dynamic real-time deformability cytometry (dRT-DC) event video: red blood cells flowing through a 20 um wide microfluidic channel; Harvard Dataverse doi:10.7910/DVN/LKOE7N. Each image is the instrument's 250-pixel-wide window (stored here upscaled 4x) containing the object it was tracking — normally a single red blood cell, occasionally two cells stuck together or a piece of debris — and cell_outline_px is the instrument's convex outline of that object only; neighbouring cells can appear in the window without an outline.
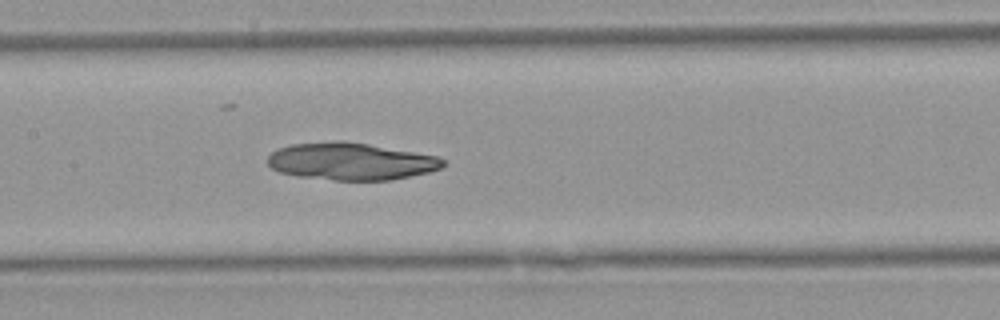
{"species": "Egyptian fruit bat (a non-hibernating species)", "species_latin": "Rousettus aegyptiacus", "temperature_condition": "warm", "stored_images_in_passage": 36, "camera_frame_rate_fps": 3000, "um_per_image_px": 0.085, "animal": {"sex": "female"}, "frame": {"image": 1, "passage_image": 9, "time_ms": 2.667, "image_size_px": [1000, 320], "cell_outline_px": [[444, 164], [440, 168], [428, 172], [388, 180], [336, 180], [296, 176], [280, 172], [272, 168], [268, 164], [268, 156], [272, 152], [280, 148], [292, 144], [336, 140], [340, 140], [368, 144], [440, 156], [444, 160]], "centroid_in_image_um": [29.82, 13.71], "position_along_channel_um": 177.6, "area_um2": 37.92}}
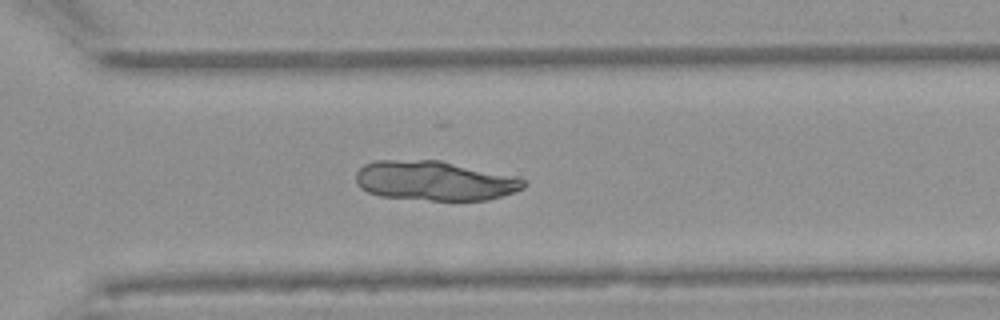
{"frame": {"image": 2, "passage_image": 21, "time_ms": 6.667, "image_size_px": [1000, 320], "cell_outline_px": [[528, 184], [524, 188], [488, 200], [432, 200], [380, 196], [368, 192], [360, 188], [356, 184], [356, 172], [364, 164], [376, 160], [440, 160], [516, 176], [524, 180]], "centroid_in_image_um": [36.93, 15.36], "position_along_channel_um": 333.7, "area_um2": 38.78}}
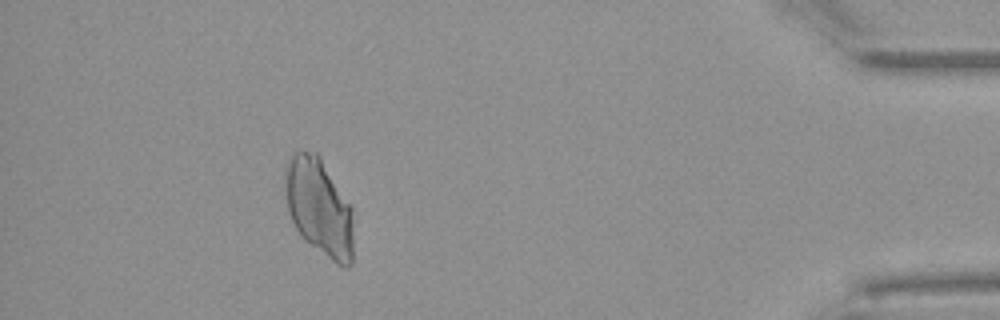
{"frame": {"image": 3, "passage_image": 31, "time_ms": 10.0, "image_size_px": [1000, 320], "cell_outline_px": [[352, 264], [348, 268], [344, 268], [336, 264], [304, 240], [300, 236], [288, 212], [284, 188], [284, 168], [292, 156], [296, 152], [316, 152], [320, 156], [352, 208]], "centroid_in_image_um": [27.11, 17.63], "position_along_channel_um": 408.1, "area_um2": 38.84}}